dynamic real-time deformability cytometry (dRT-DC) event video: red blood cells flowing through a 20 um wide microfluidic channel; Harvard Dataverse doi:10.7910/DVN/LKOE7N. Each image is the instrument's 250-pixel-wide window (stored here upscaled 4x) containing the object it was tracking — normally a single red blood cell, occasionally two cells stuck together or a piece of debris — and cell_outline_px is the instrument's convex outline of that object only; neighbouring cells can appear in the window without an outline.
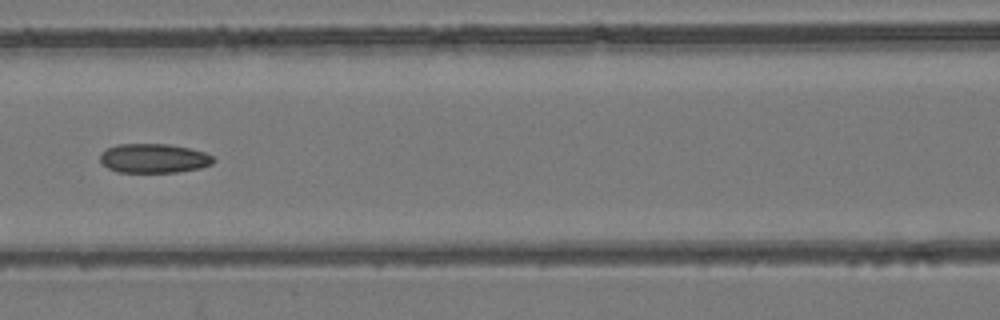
{"species": "common noctule bat (a hibernating species)", "species_latin": "Nyctalus noctula", "temperature_condition": "room temperature", "stored_images_in_passage": 8, "camera_frame_rate_fps": 3000, "um_per_image_px": 0.085, "animal": {"sex": "female", "body_mass_g": 24.6, "forearm_length_mm": 56.2}, "frame": {"image": 1, "passage_image": 7, "time_ms": 7.0, "image_size_px": [1000, 320], "cell_outline_px": [[216, 160], [212, 164], [200, 168], [176, 172], [116, 172], [108, 168], [100, 160], [100, 152], [116, 144], [168, 144], [188, 148], [204, 152], [212, 156]], "centroid_in_image_um": [13.06, 13.46], "position_along_channel_um": 153.5, "area_um2": 19.31}}
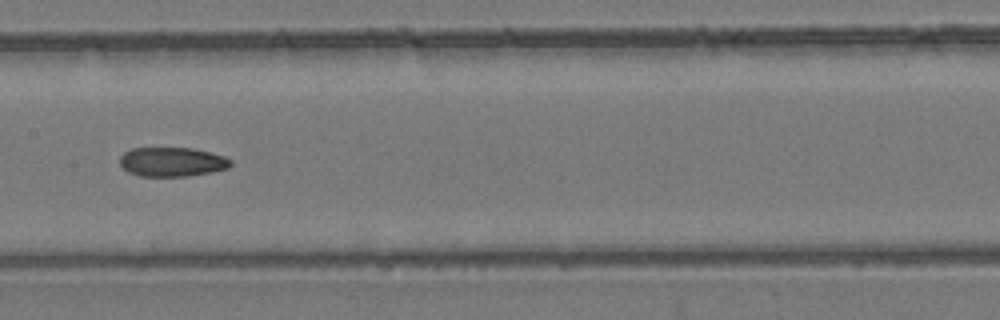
{"frame": {"image": 2, "passage_image": 8, "time_ms": 8.0, "image_size_px": [1000, 320], "cell_outline_px": [[232, 164], [228, 168], [212, 172], [188, 176], [140, 176], [128, 172], [120, 164], [120, 156], [124, 152], [132, 148], [192, 148], [224, 156], [232, 160]], "centroid_in_image_um": [14.63, 13.76], "position_along_channel_um": 192.8, "area_um2": 18.9}}